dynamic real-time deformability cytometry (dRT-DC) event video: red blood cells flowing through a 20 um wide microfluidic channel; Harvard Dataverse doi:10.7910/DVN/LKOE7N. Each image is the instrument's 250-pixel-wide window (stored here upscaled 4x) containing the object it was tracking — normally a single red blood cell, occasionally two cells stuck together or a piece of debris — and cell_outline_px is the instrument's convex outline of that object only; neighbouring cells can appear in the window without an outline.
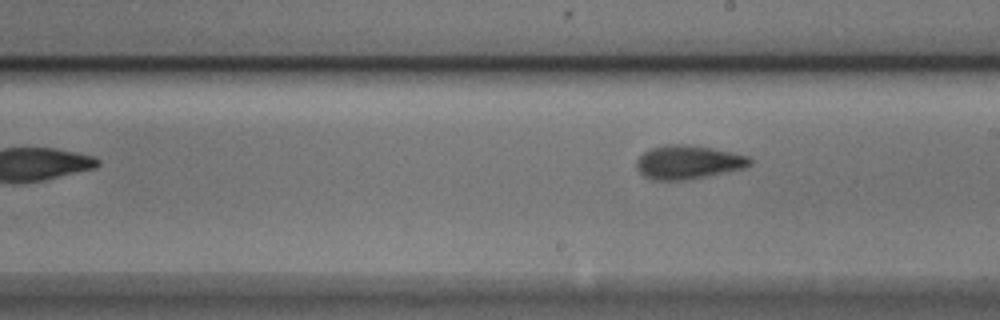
{"species": "Egyptian fruit bat (a non-hibernating species)", "species_latin": "Rousettus aegyptiacus", "temperature_condition": "cold", "stored_images_in_passage": 10, "segment_of_instrument_passage": [2, 2], "camera_frame_rate_fps": 3000, "um_per_image_px": 0.085, "animal": {"sex": "male"}, "frame": {"image": 1, "passage_image": 10, "time_ms": 3.0, "image_size_px": [1000, 320], "cell_outline_px": [[752, 164], [744, 168], [692, 180], [652, 180], [644, 176], [636, 168], [636, 160], [644, 152], [652, 148], [664, 144], [688, 144], [712, 148], [732, 152], [748, 156], [752, 160]], "centroid_in_image_um": [58.49, 13.79], "position_along_channel_um": 230.5, "area_um2": 22.54}}